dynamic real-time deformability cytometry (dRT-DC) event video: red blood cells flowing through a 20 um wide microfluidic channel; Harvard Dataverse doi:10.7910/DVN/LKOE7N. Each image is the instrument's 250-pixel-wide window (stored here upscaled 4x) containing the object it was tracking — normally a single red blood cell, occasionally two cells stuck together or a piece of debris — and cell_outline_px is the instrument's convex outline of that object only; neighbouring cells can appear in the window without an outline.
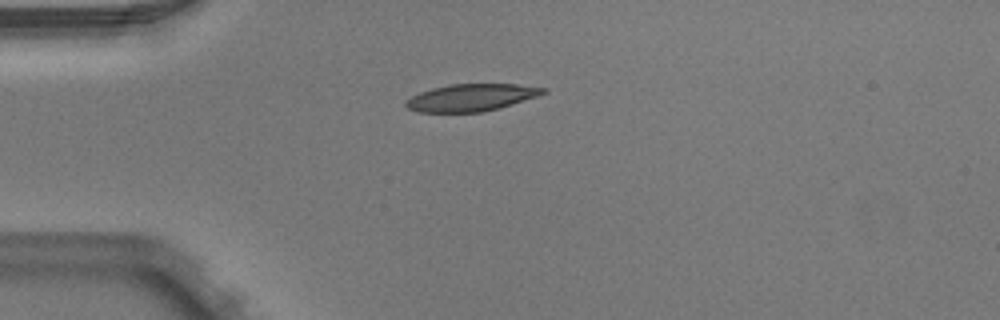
{"species": "Egyptian fruit bat (a non-hibernating species)", "species_latin": "Rousettus aegyptiacus", "temperature_condition": "warm", "stored_images_in_passage": 2, "camera_frame_rate_fps": 3000, "um_per_image_px": 0.085, "animal": {"sex": "male"}, "frame": {"image": 1, "passage_image": 1, "time_ms": 0.0, "image_size_px": [1000, 320], "cell_outline_px": [[548, 92], [500, 108], [484, 112], [416, 112], [408, 108], [404, 104], [404, 100], [420, 92], [432, 88], [448, 84], [516, 84], [548, 88]], "centroid_in_image_um": [40.03, 8.29], "position_along_channel_um": 45.0, "area_um2": 21.85}}
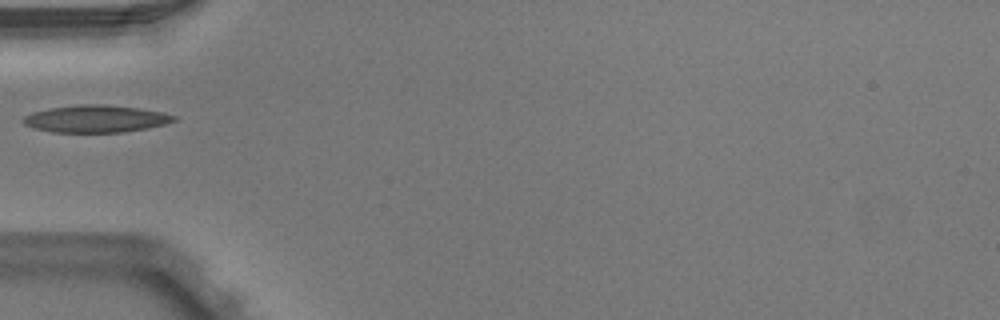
{"frame": {"image": 2, "passage_image": 2, "time_ms": 0.333, "image_size_px": [1000, 320], "cell_outline_px": [[176, 120], [164, 124], [148, 128], [124, 132], [52, 132], [32, 128], [24, 124], [20, 120], [24, 116], [32, 112], [48, 108], [76, 104], [104, 104], [140, 108], [164, 112], [176, 116]], "centroid_in_image_um": [8.11, 10.09], "position_along_channel_um": 76.9, "area_um2": 24.22}}